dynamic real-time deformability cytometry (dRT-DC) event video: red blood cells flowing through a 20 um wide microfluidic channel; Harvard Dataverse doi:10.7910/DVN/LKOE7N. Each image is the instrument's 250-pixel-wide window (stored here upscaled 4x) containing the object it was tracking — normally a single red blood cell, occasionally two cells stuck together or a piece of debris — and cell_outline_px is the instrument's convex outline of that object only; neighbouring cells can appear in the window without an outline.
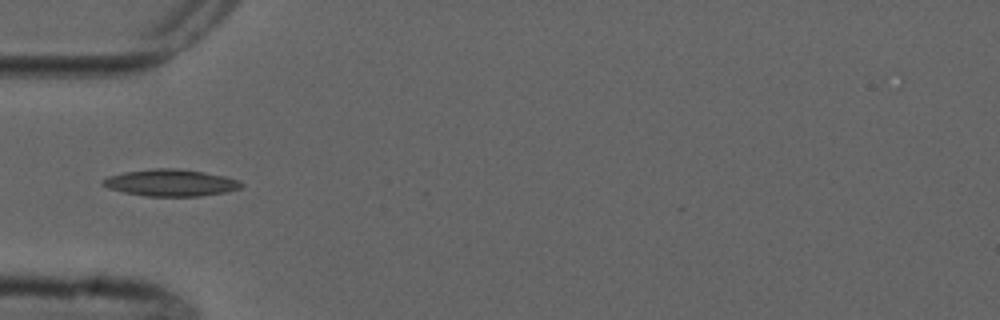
{"species": "common noctule bat (a hibernating species)", "species_latin": "Nyctalus noctula", "temperature_condition": "cold", "stored_images_in_passage": 4, "camera_frame_rate_fps": 3000, "um_per_image_px": 0.085, "animal": {"sex": "male", "forearm_length_mm": 52.5}, "frame": {"image": 1, "passage_image": 4, "time_ms": 4.667, "image_size_px": [1000, 320], "cell_outline_px": [[244, 184], [240, 188], [224, 192], [200, 196], [148, 196], [124, 192], [108, 188], [100, 184], [100, 180], [108, 176], [124, 172], [152, 168], [176, 168], [204, 172], [224, 176], [240, 180]], "centroid_in_image_um": [14.48, 15.52], "position_along_channel_um": 70.5, "area_um2": 21.68}}